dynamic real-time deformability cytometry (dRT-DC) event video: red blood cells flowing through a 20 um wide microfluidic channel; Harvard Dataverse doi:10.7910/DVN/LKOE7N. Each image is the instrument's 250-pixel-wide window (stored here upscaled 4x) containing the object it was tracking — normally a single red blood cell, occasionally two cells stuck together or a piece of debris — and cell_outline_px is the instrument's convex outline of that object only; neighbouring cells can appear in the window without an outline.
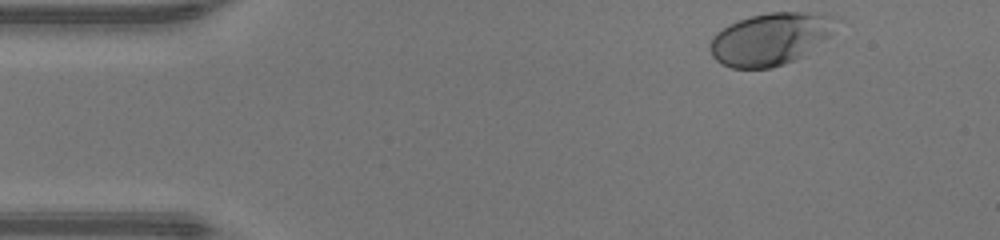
{"species": "human", "species_latin": "Homo sapiens", "temperature_condition": "warm", "stored_images_in_passage": 37, "camera_frame_rate_fps": 3000, "um_per_image_px": 0.085, "donor": {"sex": "male"}, "frame": {"image": 1, "passage_image": 1, "time_ms": 0.0, "image_size_px": [1000, 240], "cell_outline_px": [[840, 20], [828, 36], [796, 60], [772, 68], [732, 68], [720, 64], [712, 56], [708, 48], [708, 44], [712, 36], [716, 32], [740, 20], [752, 16], [768, 12], [820, 12], [840, 16]], "centroid_in_image_um": [65.49, 3.29], "position_along_channel_um": 19.5, "area_um2": 38.61}}
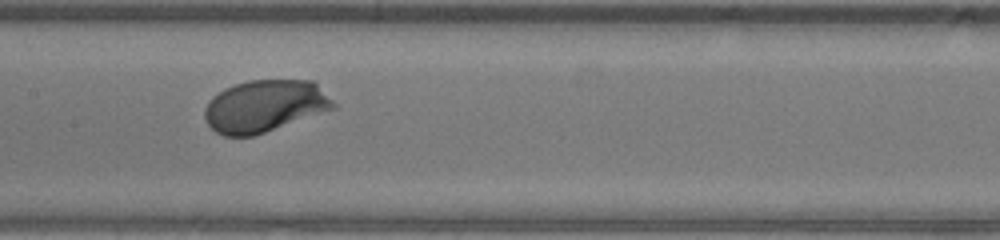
{"frame": {"image": 2, "passage_image": 19, "time_ms": 6.0, "image_size_px": [1000, 240], "cell_outline_px": [[340, 108], [252, 136], [224, 136], [216, 132], [208, 124], [204, 116], [204, 108], [208, 100], [212, 96], [224, 88], [248, 80], [312, 80]], "centroid_in_image_um": [22.51, 9.02], "position_along_channel_um": 184.9, "area_um2": 39.3}}
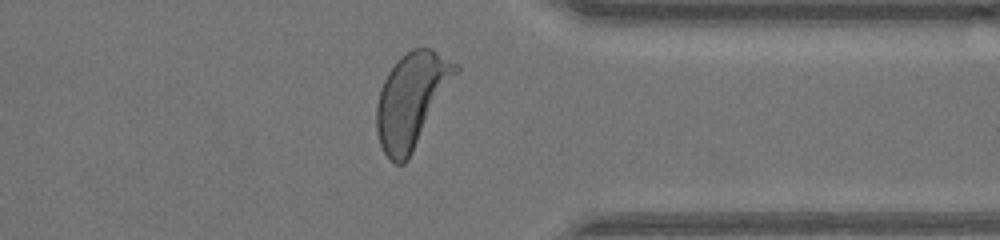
{"frame": {"image": 3, "passage_image": 33, "time_ms": 10.667, "image_size_px": [1000, 240], "cell_outline_px": [[460, 68], [408, 160], [404, 164], [396, 164], [384, 152], [380, 144], [376, 132], [376, 104], [380, 88], [388, 72], [400, 56], [412, 48], [432, 48], [460, 64]], "centroid_in_image_um": [34.98, 8.46], "position_along_channel_um": 376.4, "area_um2": 43.23}, "authors_computed_cell_mechanics": {"area_um2": 38.6104, "velocity_mm_per_s": 4.2649, "shape_relaxation_time_tau1_ms": 1.7684, "shape_relaxation_time_tau2_ms": null, "deformation_change_tau1": 0.1414, "deformation_change_tau2": null}}